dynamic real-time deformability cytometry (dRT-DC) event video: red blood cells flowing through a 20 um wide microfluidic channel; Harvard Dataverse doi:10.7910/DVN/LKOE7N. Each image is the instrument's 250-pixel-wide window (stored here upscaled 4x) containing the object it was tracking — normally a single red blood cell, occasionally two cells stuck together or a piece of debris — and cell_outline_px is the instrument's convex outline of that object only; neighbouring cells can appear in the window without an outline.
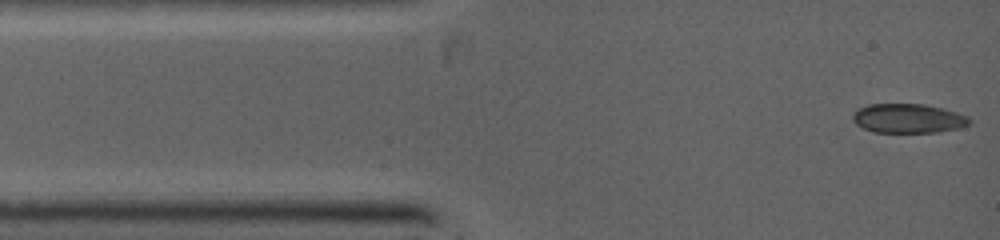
{"species": "common noctule bat (a hibernating species)", "species_latin": "Nyctalus noctula", "temperature_condition": "warm", "stored_images_in_passage": 43, "camera_frame_rate_fps": 5000, "um_per_image_px": 0.085, "animal": {"sex": "female", "body_mass_g": 19.0, "forearm_length_mm": 53.3}, "frame": {"image": 1, "passage_image": 1, "time_ms": 0.0, "image_size_px": [1000, 240], "cell_outline_px": [[972, 120], [968, 124], [956, 128], [936, 132], [872, 132], [856, 124], [852, 120], [852, 112], [868, 104], [924, 104], [956, 112], [968, 116]], "centroid_in_image_um": [77.15, 10.06], "position_along_channel_um": 7.9, "area_um2": 19.77}}
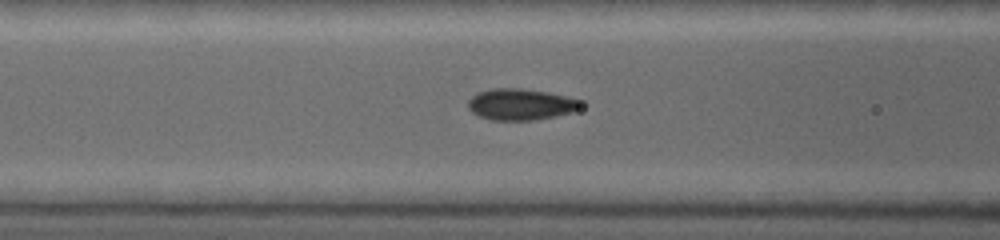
{"frame": {"image": 2, "passage_image": 30, "time_ms": 3.6, "image_size_px": [1000, 240], "cell_outline_px": [[584, 104], [580, 108], [572, 112], [532, 120], [492, 120], [480, 116], [472, 112], [468, 108], [468, 100], [476, 92], [488, 88], [520, 88], [548, 92], [584, 100]], "centroid_in_image_um": [44.26, 8.85], "position_along_channel_um": 122.3, "area_um2": 20.75}}
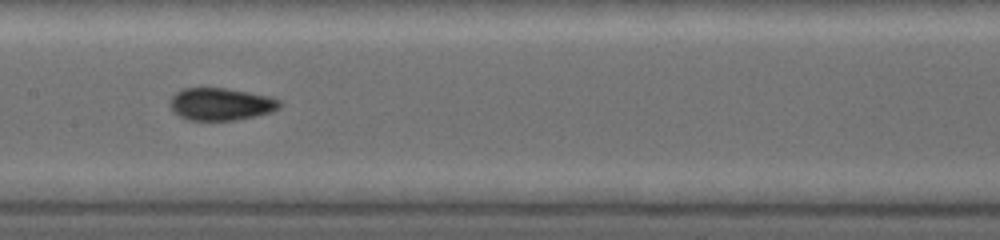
{"frame": {"image": 3, "passage_image": 42, "time_ms": 5.0, "image_size_px": [1000, 240], "cell_outline_px": [[280, 108], [272, 112], [236, 120], [188, 120], [180, 116], [168, 104], [168, 100], [176, 92], [184, 88], [224, 88], [248, 92], [268, 96], [280, 100]], "centroid_in_image_um": [18.76, 8.85], "position_along_channel_um": 188.6, "area_um2": 20.63}}